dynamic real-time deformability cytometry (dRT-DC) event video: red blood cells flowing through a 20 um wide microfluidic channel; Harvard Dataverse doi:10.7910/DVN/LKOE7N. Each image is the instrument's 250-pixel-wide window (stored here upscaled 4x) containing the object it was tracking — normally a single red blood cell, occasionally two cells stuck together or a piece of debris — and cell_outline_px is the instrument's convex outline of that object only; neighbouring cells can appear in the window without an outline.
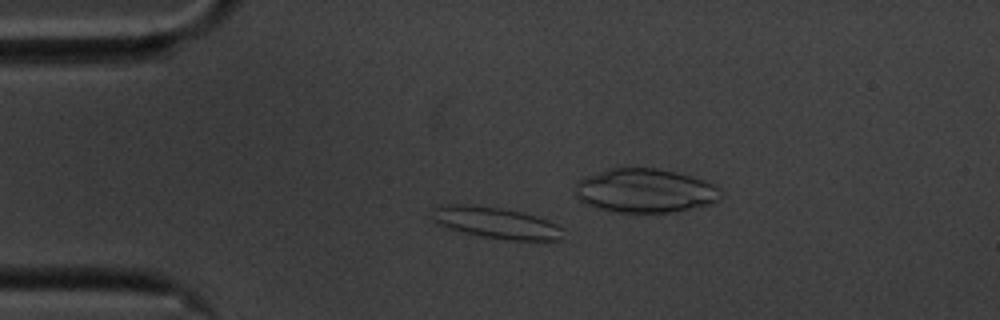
{"species": "common noctule bat (a hibernating species)", "species_latin": "Nyctalus noctula", "temperature_condition": "cold", "stored_images_in_passage": 50, "camera_frame_rate_fps": 3000, "um_per_image_px": 0.085, "animal": {"sex": "male", "body_mass_g": 20.1, "forearm_length_mm": 53.5}, "frame": {"image": 1, "passage_image": 6, "time_ms": 1.667, "image_size_px": [1000, 320], "cell_outline_px": [[564, 228], [560, 240], [512, 240], [484, 236], [464, 232], [448, 228], [432, 220], [432, 208], [440, 204], [464, 204], [500, 208], [520, 212], [536, 216], [556, 224]], "centroid_in_image_um": [42.13, 18.92], "position_along_channel_um": 42.9, "area_um2": 23.64}}
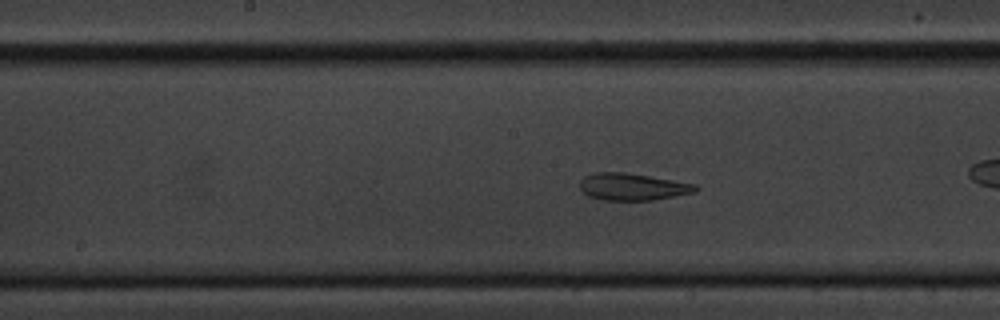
{"frame": {"image": 2, "passage_image": 21, "time_ms": 6.667, "image_size_px": [1000, 320], "cell_outline_px": [[700, 188], [696, 192], [652, 200], [600, 200], [588, 196], [580, 188], [580, 180], [584, 176], [596, 172], [624, 172], [696, 184]], "centroid_in_image_um": [53.75, 15.88], "position_along_channel_um": 194.4, "area_um2": 18.21}}
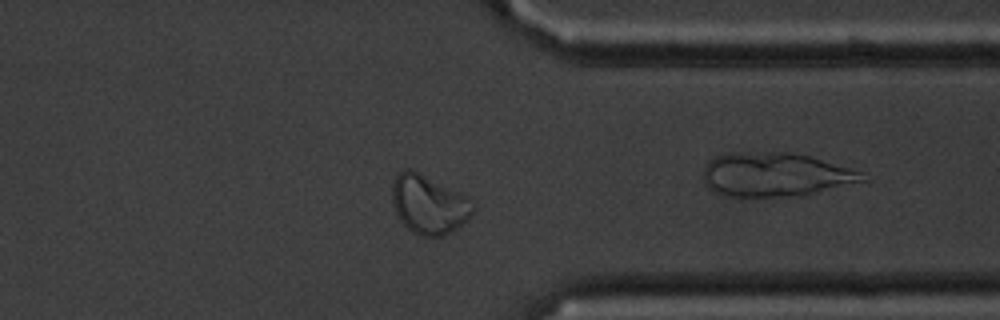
{"frame": {"image": 3, "passage_image": 37, "time_ms": 12.0, "image_size_px": [1000, 320], "cell_outline_px": [[476, 208], [468, 220], [444, 236], [420, 236], [412, 232], [400, 220], [396, 212], [392, 200], [392, 184], [396, 172], [404, 168], [408, 168], [460, 192], [468, 196], [476, 204]], "centroid_in_image_um": [36.46, 17.37], "position_along_channel_um": 374.9, "area_um2": 27.92}, "authors_computed_cell_mechanics": {"area_um2": 21.386, "velocity_mm_per_s": 3.4653, "shape_relaxation_time_tau1_ms": null, "shape_relaxation_time_tau2_ms": 1.335, "deformation_change_tau1": null, "deformation_change_tau2": 0.075}}